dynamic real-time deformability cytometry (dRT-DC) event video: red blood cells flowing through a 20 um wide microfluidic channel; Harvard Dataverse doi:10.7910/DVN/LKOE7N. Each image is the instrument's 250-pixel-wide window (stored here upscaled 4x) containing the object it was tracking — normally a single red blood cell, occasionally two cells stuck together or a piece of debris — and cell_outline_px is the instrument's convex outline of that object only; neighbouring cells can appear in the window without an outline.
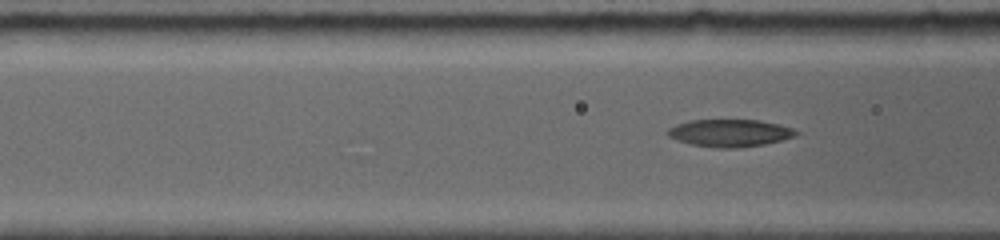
{"species": "common noctule bat (a hibernating species)", "species_latin": "Nyctalus noctula", "temperature_condition": "room temperature", "stored_images_in_passage": 31, "camera_frame_rate_fps": 5000, "um_per_image_px": 0.085, "animal": {"sex": "female", "body_mass_g": 19.0, "forearm_length_mm": 56.7}, "frame": {"image": 1, "passage_image": 6, "time_ms": 1.6, "image_size_px": [1000, 240], "cell_outline_px": [[800, 132], [796, 136], [764, 144], [736, 148], [716, 148], [692, 144], [676, 140], [668, 136], [664, 132], [668, 128], [676, 124], [688, 120], [760, 120], [792, 128]], "centroid_in_image_um": [61.99, 11.3], "position_along_channel_um": 104.6, "area_um2": 20.52}}
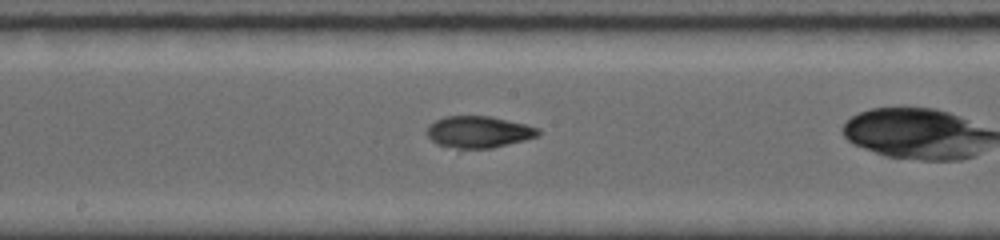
{"frame": {"image": 2, "passage_image": 14, "time_ms": 4.2, "image_size_px": [1000, 240], "cell_outline_px": [[540, 136], [492, 148], [460, 148], [436, 144], [424, 132], [428, 124], [444, 116], [488, 116], [524, 124], [540, 128]], "centroid_in_image_um": [40.66, 11.21], "position_along_channel_um": 207.5, "area_um2": 20.52}}
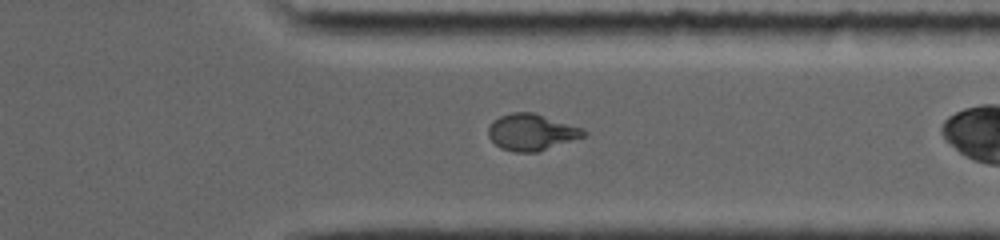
{"frame": {"image": 3, "passage_image": 27, "time_ms": 8.2, "image_size_px": [1000, 240], "cell_outline_px": [[588, 132], [584, 136], [536, 152], [516, 152], [500, 148], [488, 136], [488, 128], [492, 120], [500, 116], [512, 112], [532, 112], [584, 128]], "centroid_in_image_um": [45.16, 11.22], "position_along_channel_um": 366.2, "area_um2": 20.11}}